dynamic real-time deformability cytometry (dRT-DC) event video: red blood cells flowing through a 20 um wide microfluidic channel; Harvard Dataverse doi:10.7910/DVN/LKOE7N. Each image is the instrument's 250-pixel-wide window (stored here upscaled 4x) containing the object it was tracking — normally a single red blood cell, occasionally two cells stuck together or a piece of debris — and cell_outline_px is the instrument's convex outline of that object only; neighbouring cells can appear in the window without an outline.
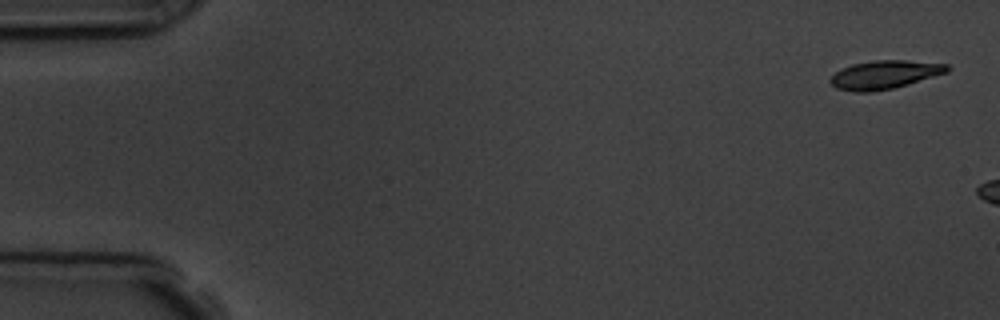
{"species": "common noctule bat (a hibernating species)", "species_latin": "Nyctalus noctula", "temperature_condition": "room temperature", "stored_images_in_passage": 3, "camera_frame_rate_fps": 3000, "um_per_image_px": 0.085, "animal": {"sex": "male", "body_mass_g": 19.5, "forearm_length_mm": 54.6}, "frame": {"image": 1, "passage_image": 1, "time_ms": 0.0, "image_size_px": [1000, 320], "cell_outline_px": [[952, 68], [948, 72], [908, 84], [892, 88], [872, 92], [856, 92], [836, 88], [828, 80], [840, 68], [852, 64], [872, 60], [904, 60], [948, 64]], "centroid_in_image_um": [75.19, 6.34], "position_along_channel_um": 9.8, "area_um2": 19.42}}